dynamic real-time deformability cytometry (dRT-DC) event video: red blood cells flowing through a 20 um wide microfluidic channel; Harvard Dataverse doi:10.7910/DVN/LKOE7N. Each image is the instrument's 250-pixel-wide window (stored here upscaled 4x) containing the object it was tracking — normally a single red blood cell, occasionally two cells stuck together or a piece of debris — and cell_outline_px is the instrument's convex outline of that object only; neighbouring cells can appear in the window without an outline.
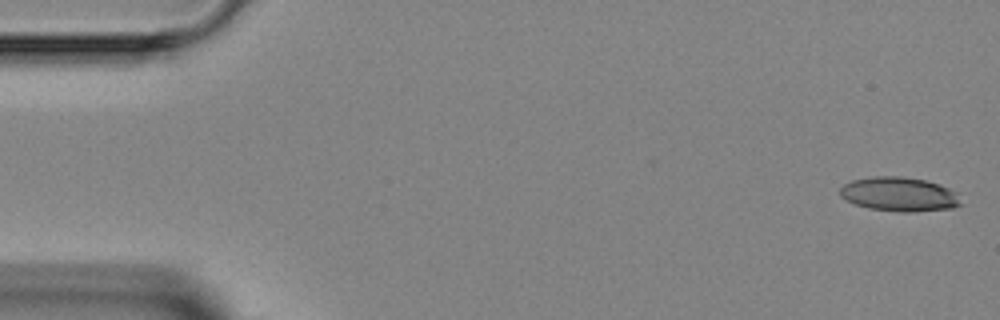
{"species": "Egyptian fruit bat (a non-hibernating species)", "species_latin": "Rousettus aegyptiacus", "temperature_condition": "room temperature", "stored_images_in_passage": 5, "camera_frame_rate_fps": 3000, "um_per_image_px": 0.085, "animal": {"sex": "female"}, "frame": {"image": 1, "passage_image": 1, "time_ms": 0.0, "image_size_px": [1000, 320], "cell_outline_px": [[960, 204], [952, 208], [912, 212], [900, 212], [868, 208], [856, 204], [840, 196], [840, 188], [844, 184], [852, 180], [872, 176], [900, 176], [924, 180], [940, 184], [956, 192]], "centroid_in_image_um": [76.41, 16.5], "position_along_channel_um": 8.6, "area_um2": 23.93}}
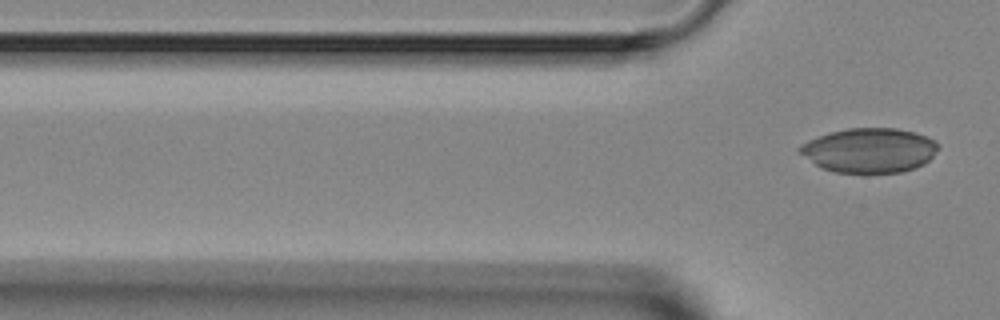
{"frame": {"image": 2, "passage_image": 5, "time_ms": 6.333, "image_size_px": [1000, 320], "cell_outline_px": [[940, 148], [924, 164], [916, 168], [900, 172], [836, 172], [820, 168], [800, 152], [796, 148], [800, 144], [808, 140], [828, 132], [848, 128], [896, 128], [916, 132], [936, 140], [940, 144]], "centroid_in_image_um": [73.92, 12.76], "position_along_channel_um": 51.9, "area_um2": 36.13}}